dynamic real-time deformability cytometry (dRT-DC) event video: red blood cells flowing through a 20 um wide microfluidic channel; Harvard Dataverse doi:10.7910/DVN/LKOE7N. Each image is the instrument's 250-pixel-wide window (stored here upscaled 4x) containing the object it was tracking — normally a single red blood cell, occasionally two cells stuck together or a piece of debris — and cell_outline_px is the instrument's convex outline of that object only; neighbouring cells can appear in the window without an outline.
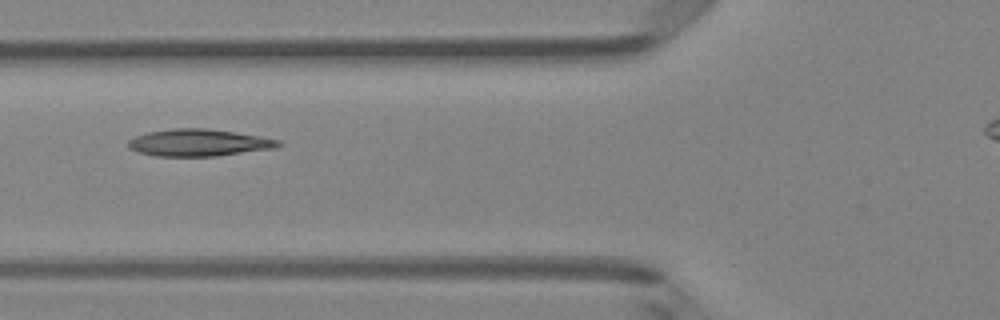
{"species": "Egyptian fruit bat (a non-hibernating species)", "species_latin": "Rousettus aegyptiacus", "temperature_condition": "room temperature", "stored_images_in_passage": 4, "camera_frame_rate_fps": 3000, "um_per_image_px": 0.085, "animal": {"sex": "female"}, "frame": {"image": 1, "passage_image": 3, "time_ms": 2.333, "image_size_px": [1000, 320], "cell_outline_px": [[284, 144], [272, 148], [216, 156], [156, 156], [140, 152], [128, 148], [128, 140], [136, 136], [148, 132], [176, 128], [208, 128], [280, 140]], "centroid_in_image_um": [16.86, 12.13], "position_along_channel_um": 108.9, "area_um2": 23.29}}
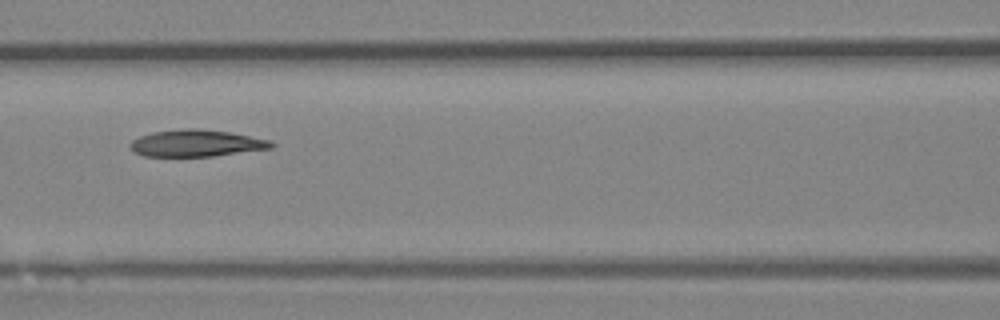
{"frame": {"image": 2, "passage_image": 4, "time_ms": 3.333, "image_size_px": [1000, 320], "cell_outline_px": [[276, 144], [272, 148], [212, 156], [144, 156], [128, 148], [128, 144], [132, 140], [140, 136], [152, 132], [188, 128], [200, 128], [228, 132], [272, 140]], "centroid_in_image_um": [16.68, 12.17], "position_along_channel_um": 149.9, "area_um2": 22.08}}